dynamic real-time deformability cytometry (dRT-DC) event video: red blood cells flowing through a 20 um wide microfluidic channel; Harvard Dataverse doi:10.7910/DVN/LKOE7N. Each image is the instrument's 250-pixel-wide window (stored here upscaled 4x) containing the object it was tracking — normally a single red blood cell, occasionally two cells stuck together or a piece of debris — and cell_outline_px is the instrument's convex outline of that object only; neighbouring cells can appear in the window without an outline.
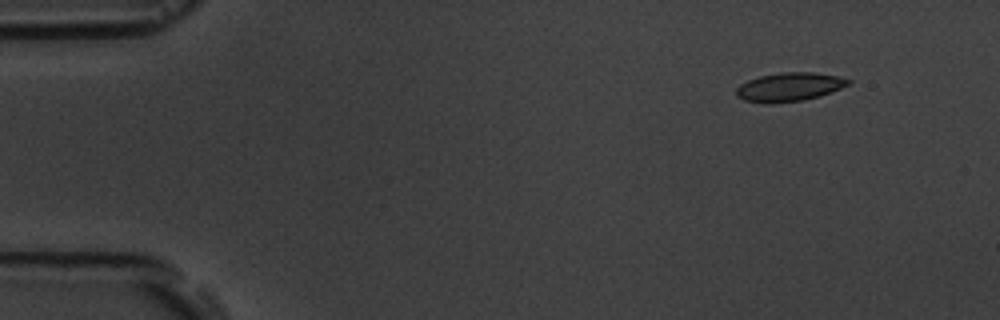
{"species": "common noctule bat (a hibernating species)", "species_latin": "Nyctalus noctula", "temperature_condition": "room temperature", "stored_images_in_passage": 3, "camera_frame_rate_fps": 3000, "um_per_image_px": 0.085, "animal": {"sex": "male", "body_mass_g": 19.5, "forearm_length_mm": 54.6}, "frame": {"image": 1, "passage_image": 1, "time_ms": 0.0, "image_size_px": [1000, 320], "cell_outline_px": [[852, 80], [848, 84], [832, 92], [820, 96], [804, 100], [768, 104], [744, 100], [736, 96], [736, 88], [740, 84], [748, 80], [760, 76], [780, 72], [812, 72], [840, 76]], "centroid_in_image_um": [67.08, 7.39], "position_along_channel_um": 17.9, "area_um2": 18.84}}